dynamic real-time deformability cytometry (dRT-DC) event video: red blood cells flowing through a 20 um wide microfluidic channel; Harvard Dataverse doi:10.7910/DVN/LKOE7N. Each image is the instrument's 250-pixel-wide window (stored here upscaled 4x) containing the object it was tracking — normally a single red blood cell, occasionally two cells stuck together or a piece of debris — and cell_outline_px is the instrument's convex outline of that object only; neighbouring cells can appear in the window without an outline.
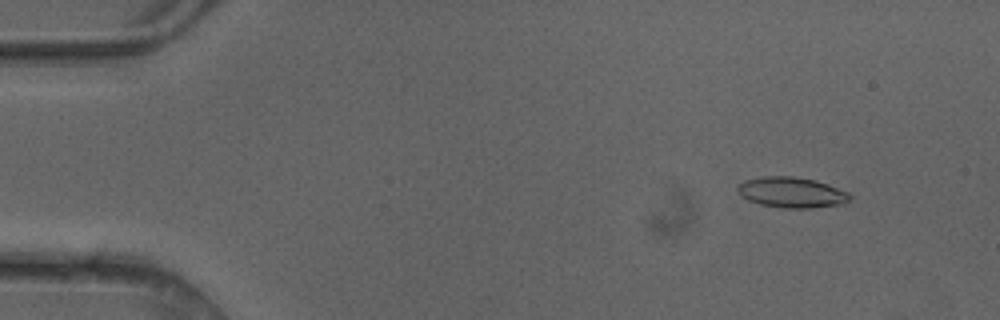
{"species": "common noctule bat (a hibernating species)", "species_latin": "Nyctalus noctula", "temperature_condition": "cold", "stored_images_in_passage": 4, "camera_frame_rate_fps": 3000, "um_per_image_px": 0.085, "animal": {"sex": "female"}, "frame": {"image": 1, "passage_image": 1, "time_ms": 0.0, "image_size_px": [1000, 320], "cell_outline_px": [[852, 200], [844, 204], [812, 208], [780, 208], [760, 204], [748, 200], [740, 196], [736, 188], [744, 180], [764, 176], [792, 176], [816, 180], [828, 184], [848, 192], [852, 196]], "centroid_in_image_um": [67.31, 16.36], "position_along_channel_um": 17.7, "area_um2": 20.29}}
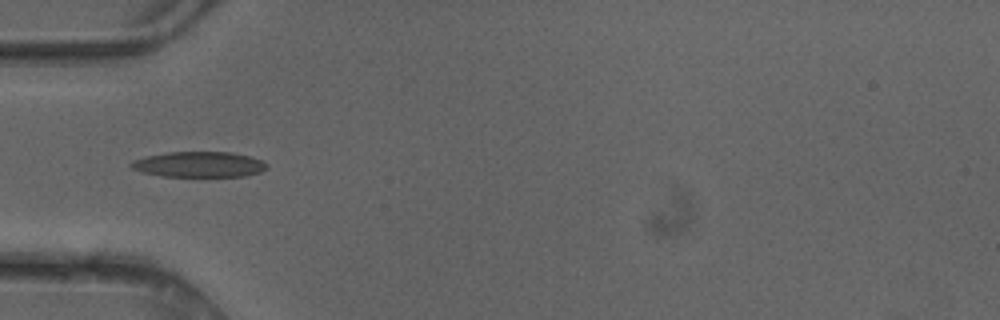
{"frame": {"image": 2, "passage_image": 4, "time_ms": 1.0, "image_size_px": [1000, 320], "cell_outline_px": [[268, 168], [260, 172], [244, 176], [160, 176], [140, 172], [132, 168], [128, 164], [132, 160], [144, 156], [168, 152], [232, 152], [248, 156], [260, 160], [268, 164]], "centroid_in_image_um": [16.87, 13.97], "position_along_channel_um": 68.1, "area_um2": 20.29}}